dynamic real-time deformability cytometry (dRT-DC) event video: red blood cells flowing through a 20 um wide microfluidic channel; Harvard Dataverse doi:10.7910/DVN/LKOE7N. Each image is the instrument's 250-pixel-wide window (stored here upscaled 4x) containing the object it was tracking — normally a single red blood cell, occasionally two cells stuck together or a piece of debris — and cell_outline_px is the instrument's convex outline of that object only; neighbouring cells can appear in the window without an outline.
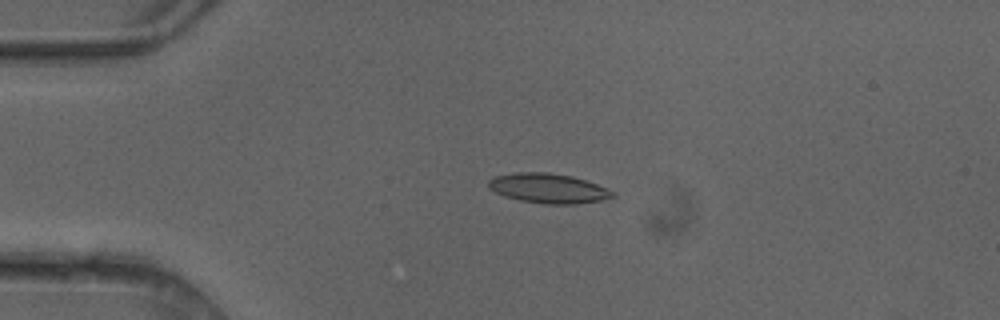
{"species": "common noctule bat (a hibernating species)", "species_latin": "Nyctalus noctula", "temperature_condition": "cold", "stored_images_in_passage": 3, "camera_frame_rate_fps": 3000, "um_per_image_px": 0.085, "animal": {"sex": "female"}, "frame": {"image": 1, "passage_image": 1, "time_ms": 0.0, "image_size_px": [1000, 320], "cell_outline_px": [[616, 196], [600, 200], [576, 204], [544, 204], [520, 200], [504, 196], [488, 188], [488, 180], [496, 176], [516, 172], [548, 172], [572, 176], [608, 188], [616, 192]], "centroid_in_image_um": [46.61, 16.01], "position_along_channel_um": 38.4, "area_um2": 21.5}}
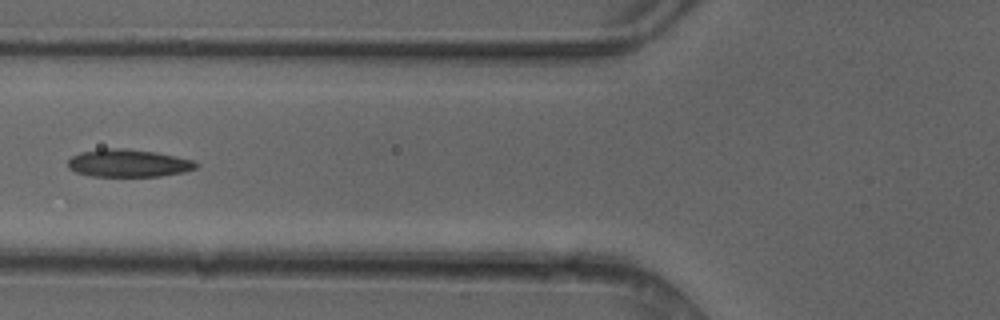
{"frame": {"image": 2, "passage_image": 3, "time_ms": 0.667, "image_size_px": [1000, 320], "cell_outline_px": [[200, 164], [196, 168], [184, 172], [160, 176], [92, 176], [76, 172], [68, 168], [68, 160], [72, 156], [80, 152], [104, 148], [124, 148], [156, 152], [176, 156], [192, 160]], "centroid_in_image_um": [10.91, 13.86], "position_along_channel_um": 114.9, "area_um2": 20.69}}